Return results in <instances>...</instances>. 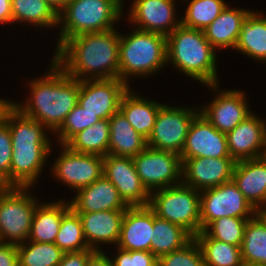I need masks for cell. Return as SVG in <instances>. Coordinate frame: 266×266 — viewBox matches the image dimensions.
Masks as SVG:
<instances>
[{
    "mask_svg": "<svg viewBox=\"0 0 266 266\" xmlns=\"http://www.w3.org/2000/svg\"><path fill=\"white\" fill-rule=\"evenodd\" d=\"M119 39L117 28L73 36L51 60L79 81L119 78Z\"/></svg>",
    "mask_w": 266,
    "mask_h": 266,
    "instance_id": "1",
    "label": "cell"
},
{
    "mask_svg": "<svg viewBox=\"0 0 266 266\" xmlns=\"http://www.w3.org/2000/svg\"><path fill=\"white\" fill-rule=\"evenodd\" d=\"M1 118L11 133L10 186L35 187L52 152L49 130L39 120L23 115L12 103L3 110Z\"/></svg>",
    "mask_w": 266,
    "mask_h": 266,
    "instance_id": "2",
    "label": "cell"
},
{
    "mask_svg": "<svg viewBox=\"0 0 266 266\" xmlns=\"http://www.w3.org/2000/svg\"><path fill=\"white\" fill-rule=\"evenodd\" d=\"M50 62L43 77L29 79V97L21 104L11 103L23 115L39 120L50 133H55L78 103L80 81L66 74L53 60Z\"/></svg>",
    "mask_w": 266,
    "mask_h": 266,
    "instance_id": "3",
    "label": "cell"
},
{
    "mask_svg": "<svg viewBox=\"0 0 266 266\" xmlns=\"http://www.w3.org/2000/svg\"><path fill=\"white\" fill-rule=\"evenodd\" d=\"M167 65L200 84H218L216 49L205 38L203 30L180 24L166 36Z\"/></svg>",
    "mask_w": 266,
    "mask_h": 266,
    "instance_id": "4",
    "label": "cell"
},
{
    "mask_svg": "<svg viewBox=\"0 0 266 266\" xmlns=\"http://www.w3.org/2000/svg\"><path fill=\"white\" fill-rule=\"evenodd\" d=\"M131 31L120 33L119 39V79L127 85L133 77L156 75L167 66L165 35L134 27Z\"/></svg>",
    "mask_w": 266,
    "mask_h": 266,
    "instance_id": "5",
    "label": "cell"
},
{
    "mask_svg": "<svg viewBox=\"0 0 266 266\" xmlns=\"http://www.w3.org/2000/svg\"><path fill=\"white\" fill-rule=\"evenodd\" d=\"M123 1L68 0L58 13L60 32L58 39L56 38L57 44L54 51L73 36L116 28V23L123 18Z\"/></svg>",
    "mask_w": 266,
    "mask_h": 266,
    "instance_id": "6",
    "label": "cell"
},
{
    "mask_svg": "<svg viewBox=\"0 0 266 266\" xmlns=\"http://www.w3.org/2000/svg\"><path fill=\"white\" fill-rule=\"evenodd\" d=\"M148 206L156 216L181 226L192 237L201 231L200 192L184 183L153 191Z\"/></svg>",
    "mask_w": 266,
    "mask_h": 266,
    "instance_id": "7",
    "label": "cell"
},
{
    "mask_svg": "<svg viewBox=\"0 0 266 266\" xmlns=\"http://www.w3.org/2000/svg\"><path fill=\"white\" fill-rule=\"evenodd\" d=\"M31 188L6 186L0 192V242L18 245L28 240L39 204Z\"/></svg>",
    "mask_w": 266,
    "mask_h": 266,
    "instance_id": "8",
    "label": "cell"
},
{
    "mask_svg": "<svg viewBox=\"0 0 266 266\" xmlns=\"http://www.w3.org/2000/svg\"><path fill=\"white\" fill-rule=\"evenodd\" d=\"M199 112V106L197 109L162 104L147 146L181 155L191 122Z\"/></svg>",
    "mask_w": 266,
    "mask_h": 266,
    "instance_id": "9",
    "label": "cell"
},
{
    "mask_svg": "<svg viewBox=\"0 0 266 266\" xmlns=\"http://www.w3.org/2000/svg\"><path fill=\"white\" fill-rule=\"evenodd\" d=\"M257 213L233 180L200 192L201 231L222 217L252 218Z\"/></svg>",
    "mask_w": 266,
    "mask_h": 266,
    "instance_id": "10",
    "label": "cell"
},
{
    "mask_svg": "<svg viewBox=\"0 0 266 266\" xmlns=\"http://www.w3.org/2000/svg\"><path fill=\"white\" fill-rule=\"evenodd\" d=\"M133 162L149 193L182 183V160L176 153L147 146Z\"/></svg>",
    "mask_w": 266,
    "mask_h": 266,
    "instance_id": "11",
    "label": "cell"
},
{
    "mask_svg": "<svg viewBox=\"0 0 266 266\" xmlns=\"http://www.w3.org/2000/svg\"><path fill=\"white\" fill-rule=\"evenodd\" d=\"M59 146L62 153L55 158L51 167V173L56 181H61L77 192L103 175L102 156L75 152L65 144Z\"/></svg>",
    "mask_w": 266,
    "mask_h": 266,
    "instance_id": "12",
    "label": "cell"
},
{
    "mask_svg": "<svg viewBox=\"0 0 266 266\" xmlns=\"http://www.w3.org/2000/svg\"><path fill=\"white\" fill-rule=\"evenodd\" d=\"M219 84L204 85L213 93L217 92L214 99L208 105L199 106L200 113L220 132L232 131L252 112L246 100V93L241 90L219 89ZM218 90V91H217ZM248 102V103H247Z\"/></svg>",
    "mask_w": 266,
    "mask_h": 266,
    "instance_id": "13",
    "label": "cell"
},
{
    "mask_svg": "<svg viewBox=\"0 0 266 266\" xmlns=\"http://www.w3.org/2000/svg\"><path fill=\"white\" fill-rule=\"evenodd\" d=\"M131 87L119 78L80 81L78 104L100 119H109L119 110L123 94Z\"/></svg>",
    "mask_w": 266,
    "mask_h": 266,
    "instance_id": "14",
    "label": "cell"
},
{
    "mask_svg": "<svg viewBox=\"0 0 266 266\" xmlns=\"http://www.w3.org/2000/svg\"><path fill=\"white\" fill-rule=\"evenodd\" d=\"M103 175L128 207L149 205L150 193L137 174L133 158L107 154L103 157Z\"/></svg>",
    "mask_w": 266,
    "mask_h": 266,
    "instance_id": "15",
    "label": "cell"
},
{
    "mask_svg": "<svg viewBox=\"0 0 266 266\" xmlns=\"http://www.w3.org/2000/svg\"><path fill=\"white\" fill-rule=\"evenodd\" d=\"M182 160V183L201 192L232 181L236 161L232 157H197Z\"/></svg>",
    "mask_w": 266,
    "mask_h": 266,
    "instance_id": "16",
    "label": "cell"
},
{
    "mask_svg": "<svg viewBox=\"0 0 266 266\" xmlns=\"http://www.w3.org/2000/svg\"><path fill=\"white\" fill-rule=\"evenodd\" d=\"M178 1V0H177ZM126 17L132 26L143 31L168 36L181 24L177 19L176 0H133ZM177 13V14H176Z\"/></svg>",
    "mask_w": 266,
    "mask_h": 266,
    "instance_id": "17",
    "label": "cell"
},
{
    "mask_svg": "<svg viewBox=\"0 0 266 266\" xmlns=\"http://www.w3.org/2000/svg\"><path fill=\"white\" fill-rule=\"evenodd\" d=\"M180 156L181 159L231 157L226 134L217 130L200 112L191 122Z\"/></svg>",
    "mask_w": 266,
    "mask_h": 266,
    "instance_id": "18",
    "label": "cell"
},
{
    "mask_svg": "<svg viewBox=\"0 0 266 266\" xmlns=\"http://www.w3.org/2000/svg\"><path fill=\"white\" fill-rule=\"evenodd\" d=\"M226 139L229 154L236 162L259 158L266 140V120L252 111L232 131L226 133Z\"/></svg>",
    "mask_w": 266,
    "mask_h": 266,
    "instance_id": "19",
    "label": "cell"
},
{
    "mask_svg": "<svg viewBox=\"0 0 266 266\" xmlns=\"http://www.w3.org/2000/svg\"><path fill=\"white\" fill-rule=\"evenodd\" d=\"M154 211L147 206L128 207L116 247L126 251H150Z\"/></svg>",
    "mask_w": 266,
    "mask_h": 266,
    "instance_id": "20",
    "label": "cell"
},
{
    "mask_svg": "<svg viewBox=\"0 0 266 266\" xmlns=\"http://www.w3.org/2000/svg\"><path fill=\"white\" fill-rule=\"evenodd\" d=\"M82 222L83 234L90 249L102 251L101 244L117 245L125 210L76 212Z\"/></svg>",
    "mask_w": 266,
    "mask_h": 266,
    "instance_id": "21",
    "label": "cell"
},
{
    "mask_svg": "<svg viewBox=\"0 0 266 266\" xmlns=\"http://www.w3.org/2000/svg\"><path fill=\"white\" fill-rule=\"evenodd\" d=\"M73 197L69 202L75 212L126 210L128 208L117 188L104 175L91 185L79 189Z\"/></svg>",
    "mask_w": 266,
    "mask_h": 266,
    "instance_id": "22",
    "label": "cell"
},
{
    "mask_svg": "<svg viewBox=\"0 0 266 266\" xmlns=\"http://www.w3.org/2000/svg\"><path fill=\"white\" fill-rule=\"evenodd\" d=\"M232 180L258 212L266 208V162L261 157L237 161Z\"/></svg>",
    "mask_w": 266,
    "mask_h": 266,
    "instance_id": "23",
    "label": "cell"
},
{
    "mask_svg": "<svg viewBox=\"0 0 266 266\" xmlns=\"http://www.w3.org/2000/svg\"><path fill=\"white\" fill-rule=\"evenodd\" d=\"M227 5L221 14L203 31L205 38L217 50H234L240 35L241 23L250 9L232 8Z\"/></svg>",
    "mask_w": 266,
    "mask_h": 266,
    "instance_id": "24",
    "label": "cell"
},
{
    "mask_svg": "<svg viewBox=\"0 0 266 266\" xmlns=\"http://www.w3.org/2000/svg\"><path fill=\"white\" fill-rule=\"evenodd\" d=\"M163 103L149 100L132 90L123 94L119 110L123 113L132 127L143 137L148 139L155 124L157 113Z\"/></svg>",
    "mask_w": 266,
    "mask_h": 266,
    "instance_id": "25",
    "label": "cell"
},
{
    "mask_svg": "<svg viewBox=\"0 0 266 266\" xmlns=\"http://www.w3.org/2000/svg\"><path fill=\"white\" fill-rule=\"evenodd\" d=\"M109 123L108 154L134 158L147 147V139L132 127L120 110L109 118Z\"/></svg>",
    "mask_w": 266,
    "mask_h": 266,
    "instance_id": "26",
    "label": "cell"
},
{
    "mask_svg": "<svg viewBox=\"0 0 266 266\" xmlns=\"http://www.w3.org/2000/svg\"><path fill=\"white\" fill-rule=\"evenodd\" d=\"M71 209L69 200H59L56 202H42L36 207L29 241L40 243H54L59 232L62 217Z\"/></svg>",
    "mask_w": 266,
    "mask_h": 266,
    "instance_id": "27",
    "label": "cell"
},
{
    "mask_svg": "<svg viewBox=\"0 0 266 266\" xmlns=\"http://www.w3.org/2000/svg\"><path fill=\"white\" fill-rule=\"evenodd\" d=\"M235 51L266 63V15L261 11L251 10L242 21Z\"/></svg>",
    "mask_w": 266,
    "mask_h": 266,
    "instance_id": "28",
    "label": "cell"
},
{
    "mask_svg": "<svg viewBox=\"0 0 266 266\" xmlns=\"http://www.w3.org/2000/svg\"><path fill=\"white\" fill-rule=\"evenodd\" d=\"M241 256L244 265L266 266V219L259 212L246 223Z\"/></svg>",
    "mask_w": 266,
    "mask_h": 266,
    "instance_id": "29",
    "label": "cell"
},
{
    "mask_svg": "<svg viewBox=\"0 0 266 266\" xmlns=\"http://www.w3.org/2000/svg\"><path fill=\"white\" fill-rule=\"evenodd\" d=\"M11 8L13 23L23 22L39 29L58 27V13L45 0H11Z\"/></svg>",
    "mask_w": 266,
    "mask_h": 266,
    "instance_id": "30",
    "label": "cell"
},
{
    "mask_svg": "<svg viewBox=\"0 0 266 266\" xmlns=\"http://www.w3.org/2000/svg\"><path fill=\"white\" fill-rule=\"evenodd\" d=\"M192 238L181 226L159 218L154 213L151 252L157 258L182 248Z\"/></svg>",
    "mask_w": 266,
    "mask_h": 266,
    "instance_id": "31",
    "label": "cell"
},
{
    "mask_svg": "<svg viewBox=\"0 0 266 266\" xmlns=\"http://www.w3.org/2000/svg\"><path fill=\"white\" fill-rule=\"evenodd\" d=\"M199 244L204 266H244L241 246H235L209 237L204 231L194 236Z\"/></svg>",
    "mask_w": 266,
    "mask_h": 266,
    "instance_id": "32",
    "label": "cell"
},
{
    "mask_svg": "<svg viewBox=\"0 0 266 266\" xmlns=\"http://www.w3.org/2000/svg\"><path fill=\"white\" fill-rule=\"evenodd\" d=\"M109 119H101L94 125L79 131L65 145L72 151L106 156L109 148Z\"/></svg>",
    "mask_w": 266,
    "mask_h": 266,
    "instance_id": "33",
    "label": "cell"
},
{
    "mask_svg": "<svg viewBox=\"0 0 266 266\" xmlns=\"http://www.w3.org/2000/svg\"><path fill=\"white\" fill-rule=\"evenodd\" d=\"M17 247L19 266H57L64 256V252L54 243L27 240Z\"/></svg>",
    "mask_w": 266,
    "mask_h": 266,
    "instance_id": "34",
    "label": "cell"
},
{
    "mask_svg": "<svg viewBox=\"0 0 266 266\" xmlns=\"http://www.w3.org/2000/svg\"><path fill=\"white\" fill-rule=\"evenodd\" d=\"M189 2L184 15L181 16V24L197 30H204L228 5L225 0H190Z\"/></svg>",
    "mask_w": 266,
    "mask_h": 266,
    "instance_id": "35",
    "label": "cell"
},
{
    "mask_svg": "<svg viewBox=\"0 0 266 266\" xmlns=\"http://www.w3.org/2000/svg\"><path fill=\"white\" fill-rule=\"evenodd\" d=\"M54 244L64 253L90 249L83 234L80 217L72 208L62 217Z\"/></svg>",
    "mask_w": 266,
    "mask_h": 266,
    "instance_id": "36",
    "label": "cell"
},
{
    "mask_svg": "<svg viewBox=\"0 0 266 266\" xmlns=\"http://www.w3.org/2000/svg\"><path fill=\"white\" fill-rule=\"evenodd\" d=\"M248 219L251 218L222 217L212 221L203 231L213 239L241 246Z\"/></svg>",
    "mask_w": 266,
    "mask_h": 266,
    "instance_id": "37",
    "label": "cell"
},
{
    "mask_svg": "<svg viewBox=\"0 0 266 266\" xmlns=\"http://www.w3.org/2000/svg\"><path fill=\"white\" fill-rule=\"evenodd\" d=\"M101 120L96 114L87 112L78 103L68 113L61 127L54 133L60 144H66L79 131L94 125Z\"/></svg>",
    "mask_w": 266,
    "mask_h": 266,
    "instance_id": "38",
    "label": "cell"
},
{
    "mask_svg": "<svg viewBox=\"0 0 266 266\" xmlns=\"http://www.w3.org/2000/svg\"><path fill=\"white\" fill-rule=\"evenodd\" d=\"M158 266H204L199 244L193 237L182 248L158 258Z\"/></svg>",
    "mask_w": 266,
    "mask_h": 266,
    "instance_id": "39",
    "label": "cell"
},
{
    "mask_svg": "<svg viewBox=\"0 0 266 266\" xmlns=\"http://www.w3.org/2000/svg\"><path fill=\"white\" fill-rule=\"evenodd\" d=\"M12 160L11 133L8 124L0 118V181L10 186V167Z\"/></svg>",
    "mask_w": 266,
    "mask_h": 266,
    "instance_id": "40",
    "label": "cell"
},
{
    "mask_svg": "<svg viewBox=\"0 0 266 266\" xmlns=\"http://www.w3.org/2000/svg\"><path fill=\"white\" fill-rule=\"evenodd\" d=\"M117 248L112 258L113 266H158V258L150 251H126Z\"/></svg>",
    "mask_w": 266,
    "mask_h": 266,
    "instance_id": "41",
    "label": "cell"
},
{
    "mask_svg": "<svg viewBox=\"0 0 266 266\" xmlns=\"http://www.w3.org/2000/svg\"><path fill=\"white\" fill-rule=\"evenodd\" d=\"M96 251L87 249L82 251L66 252L57 266H86L89 258Z\"/></svg>",
    "mask_w": 266,
    "mask_h": 266,
    "instance_id": "42",
    "label": "cell"
},
{
    "mask_svg": "<svg viewBox=\"0 0 266 266\" xmlns=\"http://www.w3.org/2000/svg\"><path fill=\"white\" fill-rule=\"evenodd\" d=\"M16 244L0 242V266H19Z\"/></svg>",
    "mask_w": 266,
    "mask_h": 266,
    "instance_id": "43",
    "label": "cell"
},
{
    "mask_svg": "<svg viewBox=\"0 0 266 266\" xmlns=\"http://www.w3.org/2000/svg\"><path fill=\"white\" fill-rule=\"evenodd\" d=\"M86 266H113L110 257L103 251H96L88 260Z\"/></svg>",
    "mask_w": 266,
    "mask_h": 266,
    "instance_id": "44",
    "label": "cell"
},
{
    "mask_svg": "<svg viewBox=\"0 0 266 266\" xmlns=\"http://www.w3.org/2000/svg\"><path fill=\"white\" fill-rule=\"evenodd\" d=\"M13 24L11 0H0V24Z\"/></svg>",
    "mask_w": 266,
    "mask_h": 266,
    "instance_id": "45",
    "label": "cell"
},
{
    "mask_svg": "<svg viewBox=\"0 0 266 266\" xmlns=\"http://www.w3.org/2000/svg\"><path fill=\"white\" fill-rule=\"evenodd\" d=\"M57 13H59L65 6L68 0H45Z\"/></svg>",
    "mask_w": 266,
    "mask_h": 266,
    "instance_id": "46",
    "label": "cell"
},
{
    "mask_svg": "<svg viewBox=\"0 0 266 266\" xmlns=\"http://www.w3.org/2000/svg\"><path fill=\"white\" fill-rule=\"evenodd\" d=\"M11 103L10 99H1L0 98V118L2 117L3 110Z\"/></svg>",
    "mask_w": 266,
    "mask_h": 266,
    "instance_id": "47",
    "label": "cell"
},
{
    "mask_svg": "<svg viewBox=\"0 0 266 266\" xmlns=\"http://www.w3.org/2000/svg\"><path fill=\"white\" fill-rule=\"evenodd\" d=\"M261 158L266 162V140H265V145L263 147Z\"/></svg>",
    "mask_w": 266,
    "mask_h": 266,
    "instance_id": "48",
    "label": "cell"
},
{
    "mask_svg": "<svg viewBox=\"0 0 266 266\" xmlns=\"http://www.w3.org/2000/svg\"><path fill=\"white\" fill-rule=\"evenodd\" d=\"M259 213L266 219V208L259 211Z\"/></svg>",
    "mask_w": 266,
    "mask_h": 266,
    "instance_id": "49",
    "label": "cell"
},
{
    "mask_svg": "<svg viewBox=\"0 0 266 266\" xmlns=\"http://www.w3.org/2000/svg\"><path fill=\"white\" fill-rule=\"evenodd\" d=\"M6 186L3 184L2 181H0V192L5 188Z\"/></svg>",
    "mask_w": 266,
    "mask_h": 266,
    "instance_id": "50",
    "label": "cell"
}]
</instances>
